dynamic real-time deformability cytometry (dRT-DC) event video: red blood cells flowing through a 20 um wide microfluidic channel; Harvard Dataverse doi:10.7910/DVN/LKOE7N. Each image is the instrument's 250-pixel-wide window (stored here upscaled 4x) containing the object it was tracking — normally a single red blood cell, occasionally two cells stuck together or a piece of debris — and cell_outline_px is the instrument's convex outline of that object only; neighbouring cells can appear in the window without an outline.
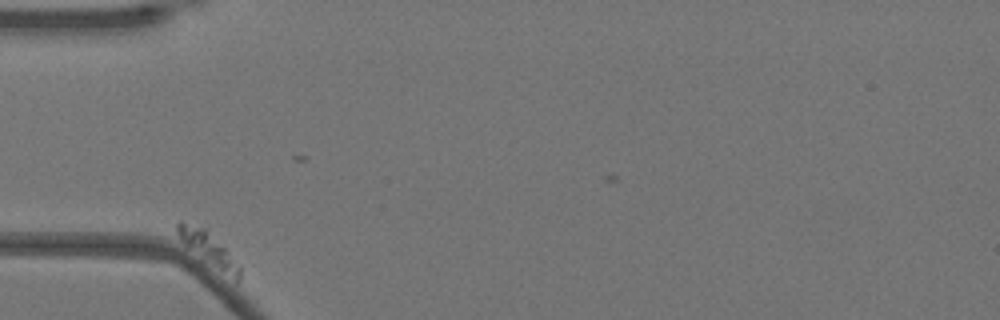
{"species": "Egyptian fruit bat (a non-hibernating species)", "species_latin": "Rousettus aegyptiacus", "temperature_condition": "warm", "stored_images_in_passage": 42, "camera_frame_rate_fps": 3000, "um_per_image_px": 0.085, "animal": {"sex": "female"}, "frame": {"image": 1, "passage_image": 1, "time_ms": 0.0, "image_size_px": [1000, 320], "cell_outline_px": [[240, 280], [236, 284], [188, 248], [180, 240], [176, 232], [176, 224], [180, 220], [208, 228], [228, 248], [240, 264]], "centroid_in_image_um": [17.79, 21.16], "position_along_channel_um": 67.2, "area_um2": 13.01}}
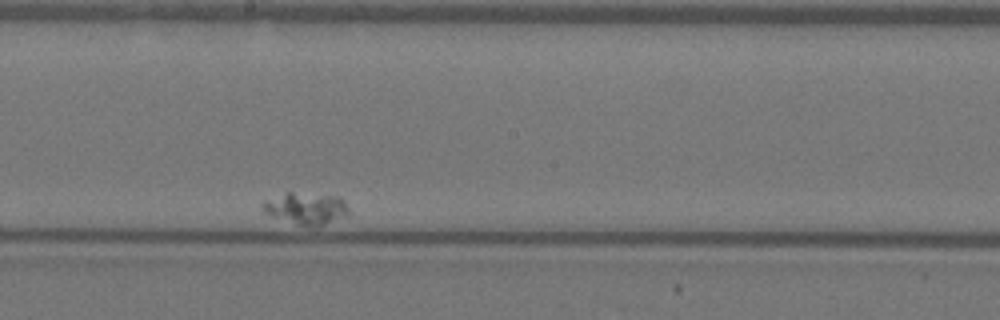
{"frame": {"image": 2, "passage_image": 24, "time_ms": 7.667, "image_size_px": [1000, 320], "cell_outline_px": [[352, 212], [348, 216], [324, 224], [296, 224], [272, 216], [264, 212], [260, 204], [264, 200], [288, 192], [292, 192], [340, 196], [344, 200]], "centroid_in_image_um": [26.05, 17.68], "position_along_channel_um": 222.2, "area_um2": 15.9}}
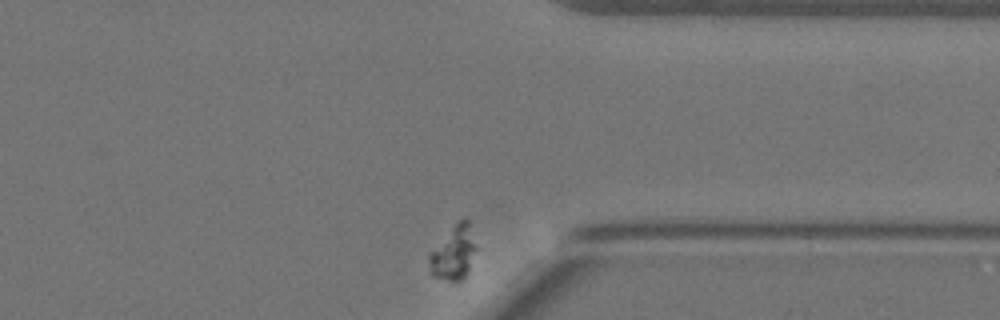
{"frame": {"image": 3, "passage_image": 42, "time_ms": 13.667, "image_size_px": [1000, 320], "cell_outline_px": [[476, 248], [468, 272], [456, 284], [432, 276], [428, 272], [428, 256], [452, 228], [460, 220], [468, 220]], "centroid_in_image_um": [38.52, 21.6], "position_along_channel_um": 372.9, "area_um2": 14.45}}